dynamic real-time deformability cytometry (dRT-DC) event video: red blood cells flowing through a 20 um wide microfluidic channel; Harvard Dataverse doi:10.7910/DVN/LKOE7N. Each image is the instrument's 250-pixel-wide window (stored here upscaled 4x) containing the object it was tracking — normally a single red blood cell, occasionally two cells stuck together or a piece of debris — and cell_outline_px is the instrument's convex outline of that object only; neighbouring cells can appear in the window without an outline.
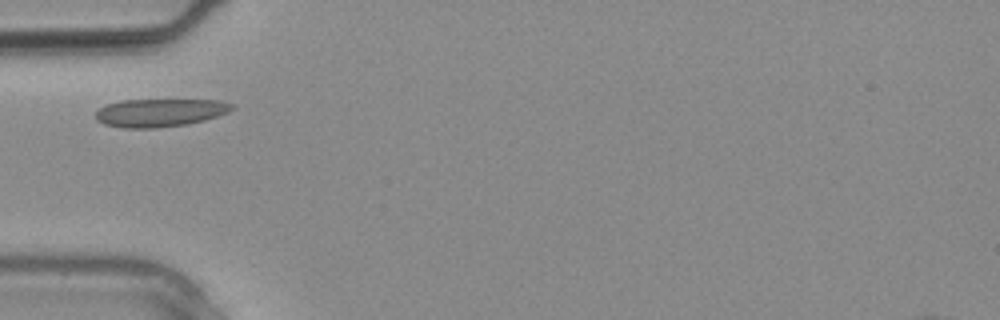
{"species": "common noctule bat (a hibernating species)", "species_latin": "Nyctalus noctula", "temperature_condition": "warm", "stored_images_in_passage": 1, "camera_frame_rate_fps": 3000, "um_per_image_px": 0.085, "animal": {"sex": "male", "body_mass_g": 20.4}, "frame": {"image": 1, "passage_image": 1, "time_ms": 0.0, "image_size_px": [1000, 320], "cell_outline_px": [[236, 108], [228, 112], [204, 120], [188, 124], [156, 128], [124, 128], [104, 124], [96, 120], [96, 112], [100, 108], [108, 104], [120, 100], [220, 100], [236, 104]], "centroid_in_image_um": [13.63, 9.57], "position_along_channel_um": 71.4, "area_um2": 22.37}}